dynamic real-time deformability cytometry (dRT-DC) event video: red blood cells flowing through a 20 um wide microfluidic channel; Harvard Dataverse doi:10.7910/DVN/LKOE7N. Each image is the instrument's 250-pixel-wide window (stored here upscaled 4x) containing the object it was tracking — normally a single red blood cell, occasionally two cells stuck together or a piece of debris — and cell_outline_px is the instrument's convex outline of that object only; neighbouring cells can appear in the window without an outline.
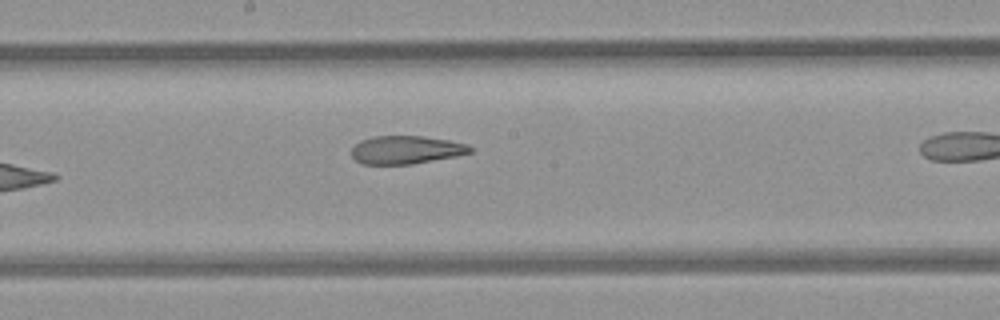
{"species": "common noctule bat (a hibernating species)", "species_latin": "Nyctalus noctula", "temperature_condition": "room temperature", "stored_images_in_passage": 9, "camera_frame_rate_fps": 3000, "um_per_image_px": 0.085, "animal": {"sex": "female", "body_mass_g": 21.9}, "frame": {"image": 1, "passage_image": 8, "time_ms": 2.333, "image_size_px": [1000, 320], "cell_outline_px": [[472, 152], [456, 156], [412, 164], [364, 164], [356, 160], [352, 156], [352, 148], [360, 140], [372, 136], [424, 136], [448, 140], [468, 144], [472, 148]], "centroid_in_image_um": [34.52, 12.73], "position_along_channel_um": 213.7, "area_um2": 19.42}}